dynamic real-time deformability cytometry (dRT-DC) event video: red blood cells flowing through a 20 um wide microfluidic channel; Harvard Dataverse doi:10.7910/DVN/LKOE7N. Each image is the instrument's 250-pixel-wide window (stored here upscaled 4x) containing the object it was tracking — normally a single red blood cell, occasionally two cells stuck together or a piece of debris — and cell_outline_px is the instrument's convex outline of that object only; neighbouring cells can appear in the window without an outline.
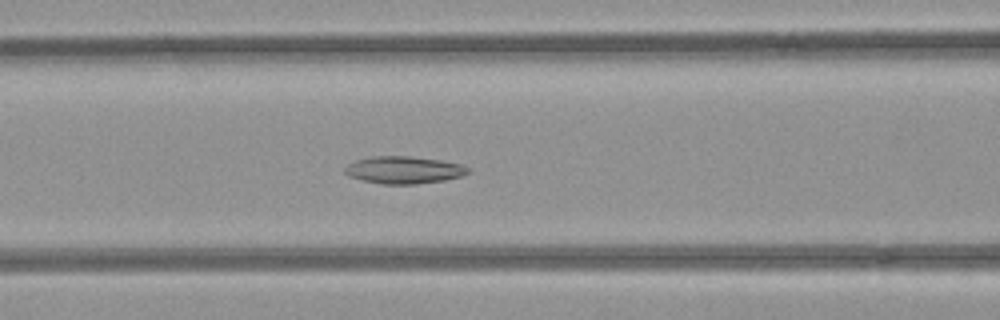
{"species": "common noctule bat (a hibernating species)", "species_latin": "Nyctalus noctula", "temperature_condition": "room temperature", "stored_images_in_passage": 42, "camera_frame_rate_fps": 3000, "um_per_image_px": 0.085, "animal": {"sex": "female", "body_mass_g": 21.9}, "frame": {"image": 1, "passage_image": 11, "time_ms": 3.333, "image_size_px": [1000, 320], "cell_outline_px": [[472, 172], [464, 176], [444, 180], [416, 184], [380, 184], [360, 180], [348, 176], [344, 172], [344, 168], [348, 164], [356, 160], [372, 156], [408, 156], [440, 160], [460, 164], [468, 168]], "centroid_in_image_um": [34.32, 14.45], "position_along_channel_um": 132.3, "area_um2": 19.77}}
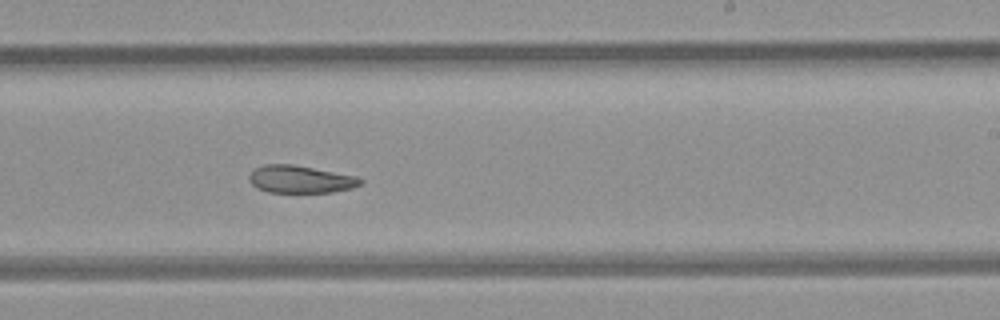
{"frame": {"image": 2, "passage_image": 21, "time_ms": 6.667, "image_size_px": [1000, 320], "cell_outline_px": [[364, 180], [360, 184], [352, 188], [332, 192], [268, 192], [256, 188], [248, 180], [248, 176], [256, 168], [264, 164], [292, 164], [356, 176]], "centroid_in_image_um": [25.51, 15.24], "position_along_channel_um": 263.5, "area_um2": 17.74}}
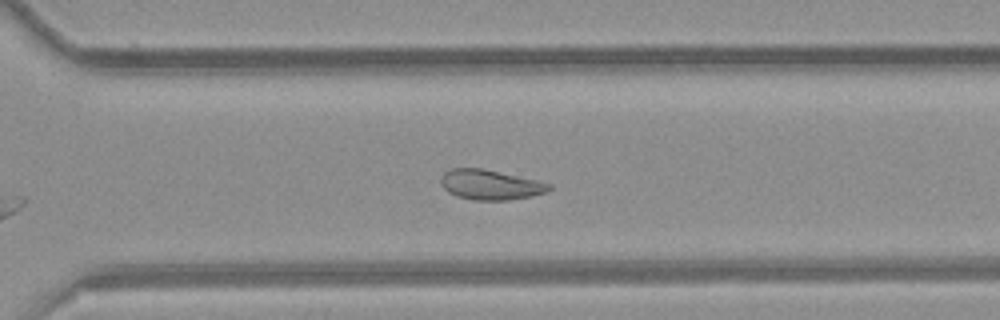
{"frame": {"image": 3, "passage_image": 26, "time_ms": 8.333, "image_size_px": [1000, 320], "cell_outline_px": [[552, 188], [544, 192], [532, 196], [508, 200], [472, 200], [456, 196], [448, 192], [440, 184], [440, 180], [444, 172], [452, 168], [480, 168], [536, 180], [552, 184]], "centroid_in_image_um": [41.64, 15.71], "position_along_channel_um": 329.0, "area_um2": 18.79}, "authors_computed_cell_mechanics": {"area_um2": 20.1722, "velocity_mm_per_s": 3.945, "shape_relaxation_time_tau1_ms": null, "shape_relaxation_time_tau2_ms": 6.5922, "deformation_change_tau1": null, "deformation_change_tau2": 0.1327}}